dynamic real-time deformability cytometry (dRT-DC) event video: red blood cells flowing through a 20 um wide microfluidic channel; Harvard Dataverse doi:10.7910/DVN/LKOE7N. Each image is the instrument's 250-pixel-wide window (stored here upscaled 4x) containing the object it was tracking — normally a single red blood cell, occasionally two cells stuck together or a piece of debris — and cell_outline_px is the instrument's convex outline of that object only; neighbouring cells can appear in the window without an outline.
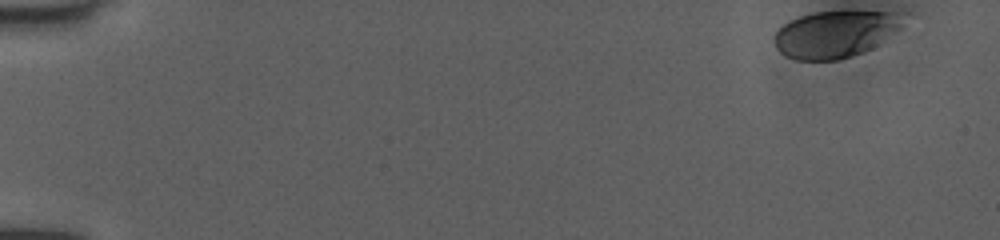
{"species": "human", "species_latin": "Homo sapiens", "temperature_condition": "room temperature", "stored_images_in_passage": 45, "camera_frame_rate_fps": 3000, "um_per_image_px": 0.085, "donor": {"sex": "female"}, "frame": {"image": 1, "passage_image": 1, "time_ms": 0.0, "image_size_px": [1000, 240], "cell_outline_px": [[912, 12], [900, 28], [872, 48], [836, 60], [796, 60], [784, 56], [776, 48], [772, 40], [776, 32], [784, 24], [800, 16], [812, 12]], "centroid_in_image_um": [71.02, 2.88], "position_along_channel_um": 14.0, "area_um2": 35.26}}
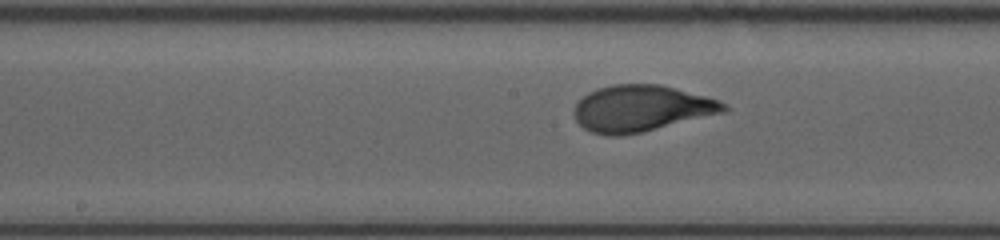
{"frame": {"image": 2, "passage_image": 26, "time_ms": 8.333, "image_size_px": [1000, 240], "cell_outline_px": [[728, 108], [724, 112], [640, 132], [620, 136], [608, 136], [592, 132], [584, 128], [576, 120], [572, 112], [576, 104], [588, 92], [612, 84], [660, 84], [676, 88], [720, 100]], "centroid_in_image_um": [54.47, 9.21], "position_along_channel_um": 193.7, "area_um2": 40.06}}
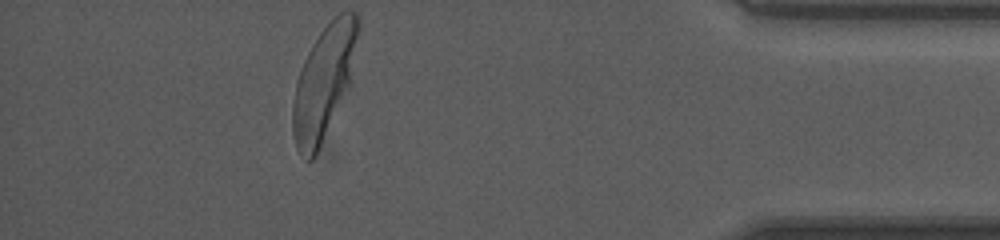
{"frame": {"image": 3, "passage_image": 45, "time_ms": 14.667, "image_size_px": [1000, 240], "cell_outline_px": [[360, 28], [348, 84], [320, 144], [312, 160], [308, 160], [296, 148], [292, 132], [292, 104], [296, 80], [300, 68], [312, 44], [320, 32], [340, 12], [356, 12], [360, 20]], "centroid_in_image_um": [27.49, 6.93], "position_along_channel_um": 407.7, "area_um2": 41.85}, "authors_computed_cell_mechanics": {"area_um2": 39.3618, "velocity_mm_per_s": 4.0264, "shape_relaxation_time_tau1_ms": 3.1489, "shape_relaxation_time_tau2_ms": null, "deformation_change_tau1": 0.1765, "deformation_change_tau2": null}}